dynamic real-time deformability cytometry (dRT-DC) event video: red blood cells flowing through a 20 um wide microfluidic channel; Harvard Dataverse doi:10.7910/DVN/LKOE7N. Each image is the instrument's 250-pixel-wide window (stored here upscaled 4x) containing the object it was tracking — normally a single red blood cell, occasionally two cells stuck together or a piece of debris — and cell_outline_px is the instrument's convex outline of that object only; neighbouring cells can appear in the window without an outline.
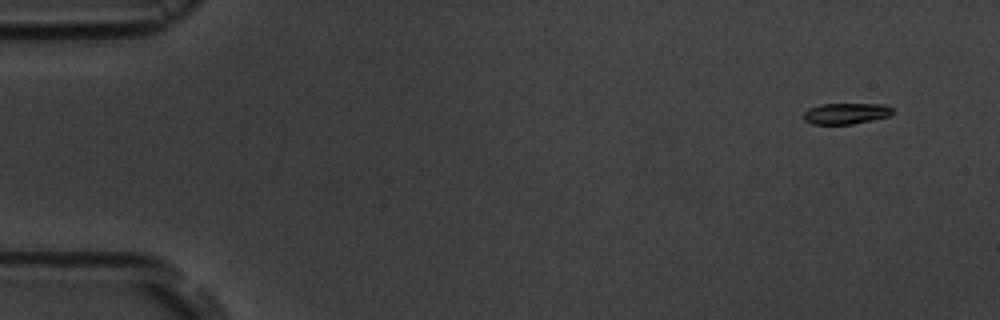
{"species": "common noctule bat (a hibernating species)", "species_latin": "Nyctalus noctula", "temperature_condition": "room temperature", "stored_images_in_passage": 4, "camera_frame_rate_fps": 3000, "um_per_image_px": 0.085, "animal": {"sex": "male", "body_mass_g": 19.5, "forearm_length_mm": 54.6}, "frame": {"image": 1, "passage_image": 1, "time_ms": 0.0, "image_size_px": [1000, 320], "cell_outline_px": [[892, 112], [888, 116], [872, 120], [852, 124], [812, 124], [804, 120], [804, 112], [808, 108], [820, 104], [884, 104], [892, 108]], "centroid_in_image_um": [71.87, 9.64], "position_along_channel_um": 13.1, "area_um2": 10.87}}